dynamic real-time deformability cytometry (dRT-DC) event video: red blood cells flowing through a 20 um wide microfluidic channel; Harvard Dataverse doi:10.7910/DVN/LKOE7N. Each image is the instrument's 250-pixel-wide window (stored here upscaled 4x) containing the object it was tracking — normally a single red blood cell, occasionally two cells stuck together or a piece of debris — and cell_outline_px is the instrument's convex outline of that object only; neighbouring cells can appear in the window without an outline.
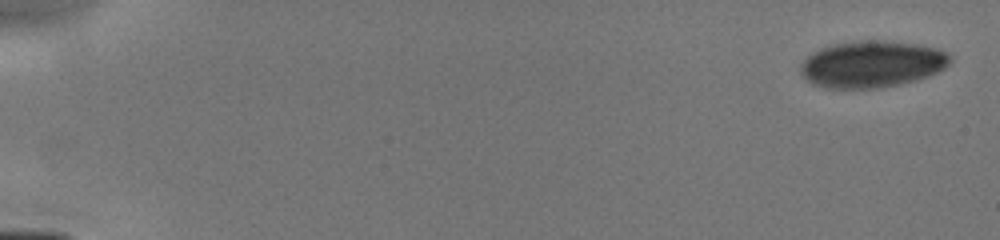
{"species": "human", "species_latin": "Homo sapiens", "temperature_condition": "cold", "stored_images_in_passage": 16, "camera_frame_rate_fps": 3000, "um_per_image_px": 0.085, "donor": {"sex": "male"}, "frame": {"image": 1, "passage_image": 1, "time_ms": 0.0, "image_size_px": [1000, 240], "cell_outline_px": [[952, 60], [944, 68], [928, 76], [916, 80], [900, 84], [880, 88], [828, 88], [812, 84], [800, 72], [800, 64], [812, 52], [820, 48], [832, 44], [860, 40], [884, 40], [920, 44], [936, 48], [952, 56]], "centroid_in_image_um": [74.11, 5.44], "position_along_channel_um": 10.9, "area_um2": 40.86}}
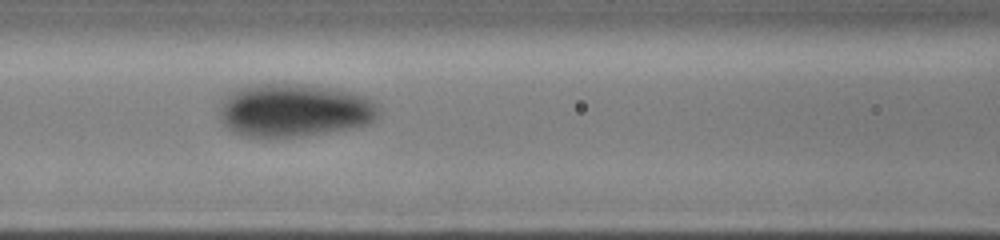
{"frame": {"image": 2, "passage_image": 12, "time_ms": 7.0, "image_size_px": [1000, 240], "cell_outline_px": [[380, 112], [368, 124], [352, 128], [296, 136], [264, 140], [240, 136], [232, 132], [220, 120], [220, 100], [228, 92], [252, 84], [312, 84], [336, 88], [368, 96], [380, 104]], "centroid_in_image_um": [24.98, 9.38], "position_along_channel_um": 141.6, "area_um2": 50.63}}
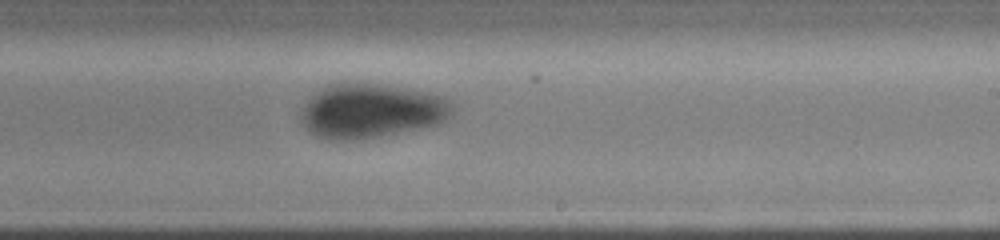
{"frame": {"image": 3, "passage_image": 16, "time_ms": 9.667, "image_size_px": [1000, 240], "cell_outline_px": [[452, 112], [444, 120], [436, 124], [420, 128], [380, 136], [348, 140], [336, 140], [316, 136], [308, 132], [300, 120], [300, 116], [308, 100], [320, 88], [332, 84], [380, 84], [404, 88], [444, 96], [452, 100]], "centroid_in_image_um": [31.54, 9.43], "position_along_channel_um": 257.5, "area_um2": 47.34}}